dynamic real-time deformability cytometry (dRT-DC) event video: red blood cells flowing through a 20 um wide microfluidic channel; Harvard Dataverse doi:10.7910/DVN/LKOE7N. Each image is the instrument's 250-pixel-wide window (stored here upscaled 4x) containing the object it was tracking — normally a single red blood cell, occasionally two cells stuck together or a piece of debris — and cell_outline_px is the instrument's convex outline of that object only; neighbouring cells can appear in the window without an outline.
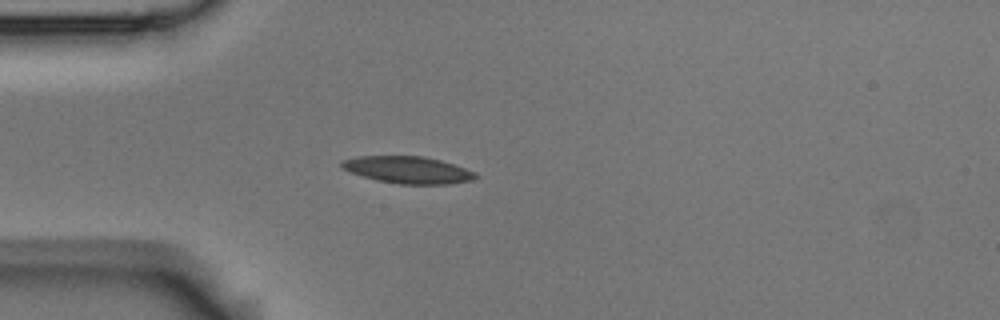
{"species": "Egyptian fruit bat (a non-hibernating species)", "species_latin": "Rousettus aegyptiacus", "temperature_condition": "room temperature", "stored_images_in_passage": 2, "camera_frame_rate_fps": 3000, "um_per_image_px": 0.085, "animal": {"sex": "male"}, "frame": {"image": 1, "passage_image": 2, "time_ms": 0.333, "image_size_px": [1000, 320], "cell_outline_px": [[480, 176], [472, 180], [448, 184], [400, 184], [376, 180], [340, 168], [340, 164], [344, 160], [360, 156], [424, 156], [440, 160], [476, 172]], "centroid_in_image_um": [34.7, 14.44], "position_along_channel_um": 50.3, "area_um2": 20.92}}